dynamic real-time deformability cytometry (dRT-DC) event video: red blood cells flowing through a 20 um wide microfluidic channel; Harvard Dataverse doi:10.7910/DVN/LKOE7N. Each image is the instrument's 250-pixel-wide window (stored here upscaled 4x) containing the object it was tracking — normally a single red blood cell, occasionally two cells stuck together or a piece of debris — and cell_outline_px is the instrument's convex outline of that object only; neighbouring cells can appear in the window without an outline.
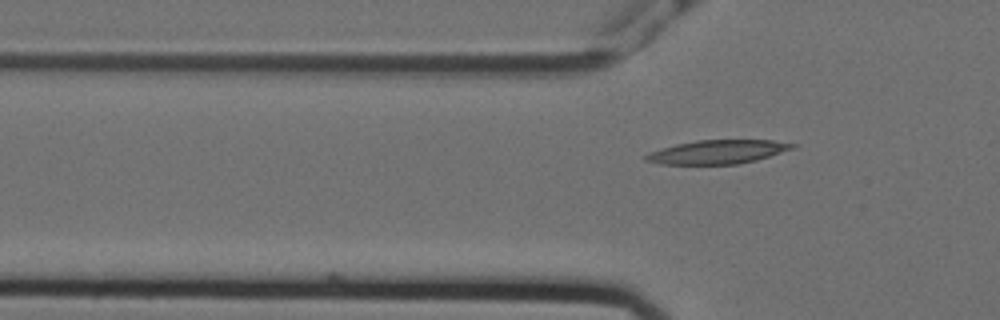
{"species": "Egyptian fruit bat (a non-hibernating species)", "species_latin": "Rousettus aegyptiacus", "temperature_condition": "cold", "stored_images_in_passage": 7, "camera_frame_rate_fps": 3000, "um_per_image_px": 0.085, "animal": {"sex": "female"}, "frame": {"image": 1, "passage_image": 7, "time_ms": 2.0, "image_size_px": [1000, 320], "cell_outline_px": [[796, 148], [756, 160], [736, 164], [660, 164], [644, 160], [644, 156], [648, 152], [676, 144], [696, 140], [772, 140], [796, 144]], "centroid_in_image_um": [60.99, 12.91], "position_along_channel_um": 64.8, "area_um2": 20.29}}